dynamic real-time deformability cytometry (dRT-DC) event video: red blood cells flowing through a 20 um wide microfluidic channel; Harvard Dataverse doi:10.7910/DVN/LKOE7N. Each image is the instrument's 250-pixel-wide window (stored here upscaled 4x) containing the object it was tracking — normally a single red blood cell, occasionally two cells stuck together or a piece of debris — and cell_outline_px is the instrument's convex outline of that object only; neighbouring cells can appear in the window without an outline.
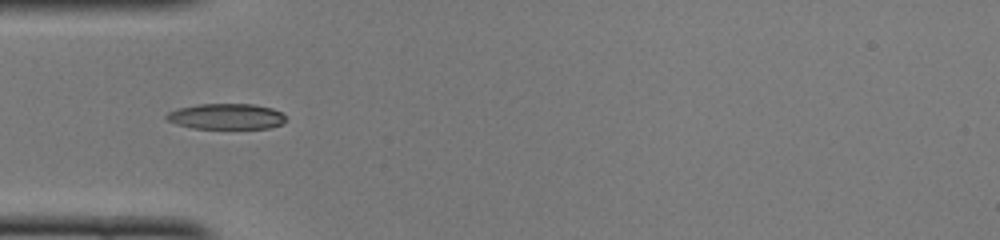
{"species": "common noctule bat (a hibernating species)", "species_latin": "Nyctalus noctula", "temperature_condition": "cold", "stored_images_in_passage": 38, "camera_frame_rate_fps": 3000, "um_per_image_px": 0.085, "animal": {"sex": "female", "body_mass_g": 22.0, "forearm_length_mm": 56.7}, "frame": {"image": 1, "passage_image": 4, "time_ms": 1.0, "image_size_px": [1000, 240], "cell_outline_px": [[284, 124], [268, 128], [192, 128], [176, 124], [168, 120], [164, 116], [168, 112], [176, 108], [196, 104], [252, 104], [272, 108], [280, 112], [284, 116]], "centroid_in_image_um": [19.19, 9.89], "position_along_channel_um": 65.8, "area_um2": 17.86}}
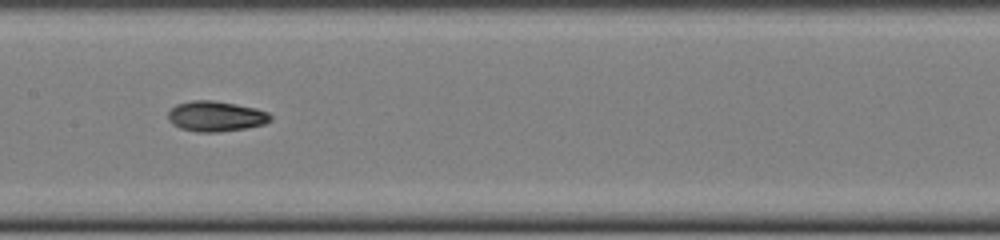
{"frame": {"image": 2, "passage_image": 13, "time_ms": 4.0, "image_size_px": [1000, 240], "cell_outline_px": [[272, 120], [264, 124], [244, 128], [216, 132], [196, 132], [180, 128], [172, 124], [168, 120], [168, 112], [176, 104], [192, 100], [212, 100], [236, 104], [256, 108], [268, 112], [272, 116]], "centroid_in_image_um": [18.33, 9.88], "position_along_channel_um": 189.1, "area_um2": 18.15}}
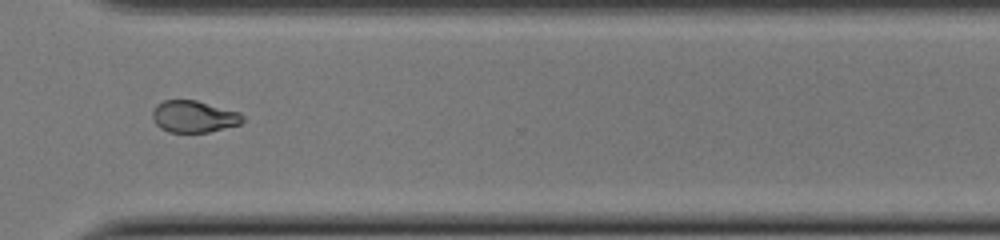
{"frame": {"image": 3, "passage_image": 25, "time_ms": 8.0, "image_size_px": [1000, 240], "cell_outline_px": [[244, 120], [240, 124], [208, 132], [168, 132], [160, 128], [156, 124], [152, 116], [152, 112], [156, 104], [164, 100], [196, 100], [240, 112], [244, 116]], "centroid_in_image_um": [16.47, 9.9], "position_along_channel_um": 354.1, "area_um2": 16.76}, "authors_computed_cell_mechanics": {"area_um2": 17.7446, "velocity_mm_per_s": 4.1143, "shape_relaxation_time_tau1_ms": 3.5769, "shape_relaxation_time_tau2_ms": 3.9066, "deformation_change_tau1": 0.163, "deformation_change_tau2": 0.0839}}